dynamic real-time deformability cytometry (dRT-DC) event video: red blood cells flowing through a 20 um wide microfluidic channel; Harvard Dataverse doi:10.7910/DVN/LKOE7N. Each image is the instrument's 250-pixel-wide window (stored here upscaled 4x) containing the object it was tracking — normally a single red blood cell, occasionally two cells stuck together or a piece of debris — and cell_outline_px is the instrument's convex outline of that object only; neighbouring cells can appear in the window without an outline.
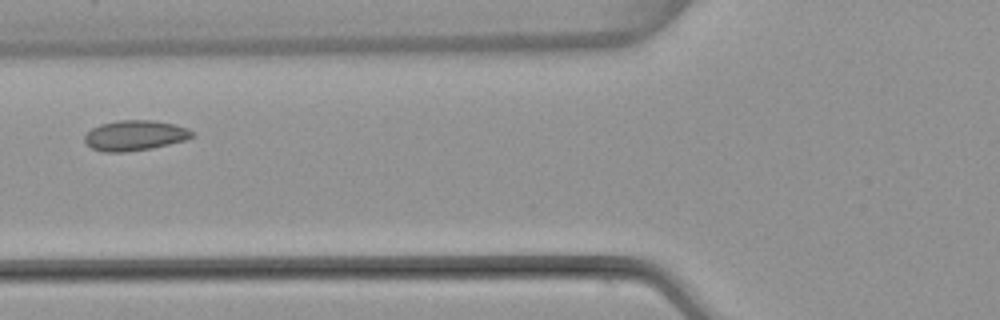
{"species": "common noctule bat (a hibernating species)", "species_latin": "Nyctalus noctula", "temperature_condition": "warm", "stored_images_in_passage": 4, "camera_frame_rate_fps": 3000, "um_per_image_px": 0.085, "animal": {"sex": "female", "body_mass_g": 22.7, "forearm_length_mm": 54.2}, "frame": {"image": 1, "passage_image": 4, "time_ms": 3.667, "image_size_px": [1000, 320], "cell_outline_px": [[196, 136], [184, 140], [152, 148], [124, 152], [104, 152], [92, 148], [84, 140], [84, 136], [92, 128], [100, 124], [116, 120], [152, 120], [172, 124], [188, 128], [196, 132]], "centroid_in_image_um": [11.48, 11.51], "position_along_channel_um": 114.3, "area_um2": 18.96}}